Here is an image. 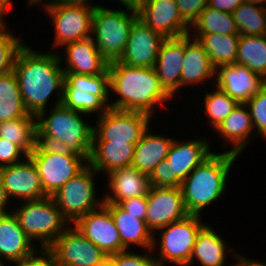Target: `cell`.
<instances>
[{
  "label": "cell",
  "mask_w": 266,
  "mask_h": 266,
  "mask_svg": "<svg viewBox=\"0 0 266 266\" xmlns=\"http://www.w3.org/2000/svg\"><path fill=\"white\" fill-rule=\"evenodd\" d=\"M13 71L29 114L37 116L49 110L47 103L55 92L54 105L62 103L65 73L56 50L43 53L24 45L17 54Z\"/></svg>",
  "instance_id": "1"
},
{
  "label": "cell",
  "mask_w": 266,
  "mask_h": 266,
  "mask_svg": "<svg viewBox=\"0 0 266 266\" xmlns=\"http://www.w3.org/2000/svg\"><path fill=\"white\" fill-rule=\"evenodd\" d=\"M108 71L110 93L118 98L110 100L111 109L144 112L154 117L157 105L172 99L161 86L154 67H132L112 61Z\"/></svg>",
  "instance_id": "2"
},
{
  "label": "cell",
  "mask_w": 266,
  "mask_h": 266,
  "mask_svg": "<svg viewBox=\"0 0 266 266\" xmlns=\"http://www.w3.org/2000/svg\"><path fill=\"white\" fill-rule=\"evenodd\" d=\"M238 157L227 151L213 152L182 181L180 189L189 215L202 217L205 207L221 199L230 169Z\"/></svg>",
  "instance_id": "3"
},
{
  "label": "cell",
  "mask_w": 266,
  "mask_h": 266,
  "mask_svg": "<svg viewBox=\"0 0 266 266\" xmlns=\"http://www.w3.org/2000/svg\"><path fill=\"white\" fill-rule=\"evenodd\" d=\"M36 116V136L55 137L66 143L70 151L89 162L94 126L87 124L86 115L65 107L62 103L52 105ZM83 118V119H82Z\"/></svg>",
  "instance_id": "4"
},
{
  "label": "cell",
  "mask_w": 266,
  "mask_h": 266,
  "mask_svg": "<svg viewBox=\"0 0 266 266\" xmlns=\"http://www.w3.org/2000/svg\"><path fill=\"white\" fill-rule=\"evenodd\" d=\"M12 209L20 227L40 249H47L71 224L52 196L23 201ZM39 243V244H38Z\"/></svg>",
  "instance_id": "5"
},
{
  "label": "cell",
  "mask_w": 266,
  "mask_h": 266,
  "mask_svg": "<svg viewBox=\"0 0 266 266\" xmlns=\"http://www.w3.org/2000/svg\"><path fill=\"white\" fill-rule=\"evenodd\" d=\"M110 94L109 73H65L62 104L69 109L100 116L110 108Z\"/></svg>",
  "instance_id": "6"
},
{
  "label": "cell",
  "mask_w": 266,
  "mask_h": 266,
  "mask_svg": "<svg viewBox=\"0 0 266 266\" xmlns=\"http://www.w3.org/2000/svg\"><path fill=\"white\" fill-rule=\"evenodd\" d=\"M137 19V10L131 8L94 10L91 36L98 51L109 62L117 61L123 54L131 27Z\"/></svg>",
  "instance_id": "7"
},
{
  "label": "cell",
  "mask_w": 266,
  "mask_h": 266,
  "mask_svg": "<svg viewBox=\"0 0 266 266\" xmlns=\"http://www.w3.org/2000/svg\"><path fill=\"white\" fill-rule=\"evenodd\" d=\"M201 218L197 215H188L157 230L161 232L158 236L160 239L156 242L158 238L154 235L152 250L157 249L156 245L159 243V254L158 257L155 254V258L162 266H165L166 261L177 266H188L197 234L206 224Z\"/></svg>",
  "instance_id": "8"
},
{
  "label": "cell",
  "mask_w": 266,
  "mask_h": 266,
  "mask_svg": "<svg viewBox=\"0 0 266 266\" xmlns=\"http://www.w3.org/2000/svg\"><path fill=\"white\" fill-rule=\"evenodd\" d=\"M98 174L87 164L73 178L69 179L52 198L63 216L73 224L78 218L100 208L104 204L97 198L94 177Z\"/></svg>",
  "instance_id": "9"
},
{
  "label": "cell",
  "mask_w": 266,
  "mask_h": 266,
  "mask_svg": "<svg viewBox=\"0 0 266 266\" xmlns=\"http://www.w3.org/2000/svg\"><path fill=\"white\" fill-rule=\"evenodd\" d=\"M43 8L54 26V45L59 48L92 35L94 9L67 1L47 4Z\"/></svg>",
  "instance_id": "10"
},
{
  "label": "cell",
  "mask_w": 266,
  "mask_h": 266,
  "mask_svg": "<svg viewBox=\"0 0 266 266\" xmlns=\"http://www.w3.org/2000/svg\"><path fill=\"white\" fill-rule=\"evenodd\" d=\"M150 114L109 108L97 116L92 142L138 143L150 127Z\"/></svg>",
  "instance_id": "11"
},
{
  "label": "cell",
  "mask_w": 266,
  "mask_h": 266,
  "mask_svg": "<svg viewBox=\"0 0 266 266\" xmlns=\"http://www.w3.org/2000/svg\"><path fill=\"white\" fill-rule=\"evenodd\" d=\"M28 157L37 168L42 189L47 196H53L88 164L77 155L45 153L37 145Z\"/></svg>",
  "instance_id": "12"
},
{
  "label": "cell",
  "mask_w": 266,
  "mask_h": 266,
  "mask_svg": "<svg viewBox=\"0 0 266 266\" xmlns=\"http://www.w3.org/2000/svg\"><path fill=\"white\" fill-rule=\"evenodd\" d=\"M56 266H93L107 255L70 225L48 248Z\"/></svg>",
  "instance_id": "13"
},
{
  "label": "cell",
  "mask_w": 266,
  "mask_h": 266,
  "mask_svg": "<svg viewBox=\"0 0 266 266\" xmlns=\"http://www.w3.org/2000/svg\"><path fill=\"white\" fill-rule=\"evenodd\" d=\"M146 203L145 222L153 234L160 228L180 221L189 215L179 187L151 186L146 196Z\"/></svg>",
  "instance_id": "14"
},
{
  "label": "cell",
  "mask_w": 266,
  "mask_h": 266,
  "mask_svg": "<svg viewBox=\"0 0 266 266\" xmlns=\"http://www.w3.org/2000/svg\"><path fill=\"white\" fill-rule=\"evenodd\" d=\"M138 19L166 39L188 35L190 26L181 17L176 0H141Z\"/></svg>",
  "instance_id": "15"
},
{
  "label": "cell",
  "mask_w": 266,
  "mask_h": 266,
  "mask_svg": "<svg viewBox=\"0 0 266 266\" xmlns=\"http://www.w3.org/2000/svg\"><path fill=\"white\" fill-rule=\"evenodd\" d=\"M72 225L107 256L126 250L111 212L104 205L81 216Z\"/></svg>",
  "instance_id": "16"
},
{
  "label": "cell",
  "mask_w": 266,
  "mask_h": 266,
  "mask_svg": "<svg viewBox=\"0 0 266 266\" xmlns=\"http://www.w3.org/2000/svg\"><path fill=\"white\" fill-rule=\"evenodd\" d=\"M165 39L137 19L131 27L123 54L117 61L132 67H154L160 46Z\"/></svg>",
  "instance_id": "17"
},
{
  "label": "cell",
  "mask_w": 266,
  "mask_h": 266,
  "mask_svg": "<svg viewBox=\"0 0 266 266\" xmlns=\"http://www.w3.org/2000/svg\"><path fill=\"white\" fill-rule=\"evenodd\" d=\"M23 159L22 162L0 168V178L11 202L13 198L22 202L47 196L34 162L29 157Z\"/></svg>",
  "instance_id": "18"
},
{
  "label": "cell",
  "mask_w": 266,
  "mask_h": 266,
  "mask_svg": "<svg viewBox=\"0 0 266 266\" xmlns=\"http://www.w3.org/2000/svg\"><path fill=\"white\" fill-rule=\"evenodd\" d=\"M214 85L238 103L246 104L265 84L266 80L245 65L233 63L215 69Z\"/></svg>",
  "instance_id": "19"
},
{
  "label": "cell",
  "mask_w": 266,
  "mask_h": 266,
  "mask_svg": "<svg viewBox=\"0 0 266 266\" xmlns=\"http://www.w3.org/2000/svg\"><path fill=\"white\" fill-rule=\"evenodd\" d=\"M208 139L195 138L190 141L174 139L166 157L172 168V187H179L182 181L205 159L211 152Z\"/></svg>",
  "instance_id": "20"
},
{
  "label": "cell",
  "mask_w": 266,
  "mask_h": 266,
  "mask_svg": "<svg viewBox=\"0 0 266 266\" xmlns=\"http://www.w3.org/2000/svg\"><path fill=\"white\" fill-rule=\"evenodd\" d=\"M65 53H58L59 60L65 58L64 73L98 75L109 73V61L98 51L92 38L77 40L63 45ZM61 54V55H60Z\"/></svg>",
  "instance_id": "21"
},
{
  "label": "cell",
  "mask_w": 266,
  "mask_h": 266,
  "mask_svg": "<svg viewBox=\"0 0 266 266\" xmlns=\"http://www.w3.org/2000/svg\"><path fill=\"white\" fill-rule=\"evenodd\" d=\"M37 244L20 227L12 208L8 213L0 214V259L7 264L32 257L38 250Z\"/></svg>",
  "instance_id": "22"
},
{
  "label": "cell",
  "mask_w": 266,
  "mask_h": 266,
  "mask_svg": "<svg viewBox=\"0 0 266 266\" xmlns=\"http://www.w3.org/2000/svg\"><path fill=\"white\" fill-rule=\"evenodd\" d=\"M184 36L168 38L161 44L154 69L164 90L172 97L181 90Z\"/></svg>",
  "instance_id": "23"
},
{
  "label": "cell",
  "mask_w": 266,
  "mask_h": 266,
  "mask_svg": "<svg viewBox=\"0 0 266 266\" xmlns=\"http://www.w3.org/2000/svg\"><path fill=\"white\" fill-rule=\"evenodd\" d=\"M106 177L109 191L103 197L104 204H118L128 198L147 196L151 188L149 176L133 166L114 170Z\"/></svg>",
  "instance_id": "24"
},
{
  "label": "cell",
  "mask_w": 266,
  "mask_h": 266,
  "mask_svg": "<svg viewBox=\"0 0 266 266\" xmlns=\"http://www.w3.org/2000/svg\"><path fill=\"white\" fill-rule=\"evenodd\" d=\"M254 130L249 108L246 104L239 103L238 106L224 119V121L214 130L224 139L223 147L227 145L233 147L227 152L240 155L250 142L257 138L252 134Z\"/></svg>",
  "instance_id": "25"
},
{
  "label": "cell",
  "mask_w": 266,
  "mask_h": 266,
  "mask_svg": "<svg viewBox=\"0 0 266 266\" xmlns=\"http://www.w3.org/2000/svg\"><path fill=\"white\" fill-rule=\"evenodd\" d=\"M181 72V88L204 84L213 78L215 81V68L210 62L207 52L197 39L189 34L184 36V60ZM203 82V83H202Z\"/></svg>",
  "instance_id": "26"
},
{
  "label": "cell",
  "mask_w": 266,
  "mask_h": 266,
  "mask_svg": "<svg viewBox=\"0 0 266 266\" xmlns=\"http://www.w3.org/2000/svg\"><path fill=\"white\" fill-rule=\"evenodd\" d=\"M127 142H92L88 164L97 173L109 174L132 165L135 145Z\"/></svg>",
  "instance_id": "27"
},
{
  "label": "cell",
  "mask_w": 266,
  "mask_h": 266,
  "mask_svg": "<svg viewBox=\"0 0 266 266\" xmlns=\"http://www.w3.org/2000/svg\"><path fill=\"white\" fill-rule=\"evenodd\" d=\"M103 205L111 212L122 245L126 250H131V245L152 250L154 234L145 220L136 218V215L123 210L118 204Z\"/></svg>",
  "instance_id": "28"
},
{
  "label": "cell",
  "mask_w": 266,
  "mask_h": 266,
  "mask_svg": "<svg viewBox=\"0 0 266 266\" xmlns=\"http://www.w3.org/2000/svg\"><path fill=\"white\" fill-rule=\"evenodd\" d=\"M234 251L224 237L222 238L213 227L206 223L197 234L188 266H194L192 264H195L194 261L197 260L201 266H224L226 254L233 252L232 254L236 255L238 252L234 253Z\"/></svg>",
  "instance_id": "29"
},
{
  "label": "cell",
  "mask_w": 266,
  "mask_h": 266,
  "mask_svg": "<svg viewBox=\"0 0 266 266\" xmlns=\"http://www.w3.org/2000/svg\"><path fill=\"white\" fill-rule=\"evenodd\" d=\"M174 139L167 135L154 134L148 128L135 145L131 166L150 176L155 167L167 157Z\"/></svg>",
  "instance_id": "30"
},
{
  "label": "cell",
  "mask_w": 266,
  "mask_h": 266,
  "mask_svg": "<svg viewBox=\"0 0 266 266\" xmlns=\"http://www.w3.org/2000/svg\"><path fill=\"white\" fill-rule=\"evenodd\" d=\"M197 39L207 52L216 69L221 65L236 63L240 35L189 34Z\"/></svg>",
  "instance_id": "31"
},
{
  "label": "cell",
  "mask_w": 266,
  "mask_h": 266,
  "mask_svg": "<svg viewBox=\"0 0 266 266\" xmlns=\"http://www.w3.org/2000/svg\"><path fill=\"white\" fill-rule=\"evenodd\" d=\"M29 113L24 105L14 71L0 75V122L23 118Z\"/></svg>",
  "instance_id": "32"
},
{
  "label": "cell",
  "mask_w": 266,
  "mask_h": 266,
  "mask_svg": "<svg viewBox=\"0 0 266 266\" xmlns=\"http://www.w3.org/2000/svg\"><path fill=\"white\" fill-rule=\"evenodd\" d=\"M36 116L0 122V138L20 146L28 155L36 146Z\"/></svg>",
  "instance_id": "33"
},
{
  "label": "cell",
  "mask_w": 266,
  "mask_h": 266,
  "mask_svg": "<svg viewBox=\"0 0 266 266\" xmlns=\"http://www.w3.org/2000/svg\"><path fill=\"white\" fill-rule=\"evenodd\" d=\"M236 63L266 80V39L263 35H240Z\"/></svg>",
  "instance_id": "34"
},
{
  "label": "cell",
  "mask_w": 266,
  "mask_h": 266,
  "mask_svg": "<svg viewBox=\"0 0 266 266\" xmlns=\"http://www.w3.org/2000/svg\"><path fill=\"white\" fill-rule=\"evenodd\" d=\"M189 34L239 35L232 14L208 6L192 24Z\"/></svg>",
  "instance_id": "35"
},
{
  "label": "cell",
  "mask_w": 266,
  "mask_h": 266,
  "mask_svg": "<svg viewBox=\"0 0 266 266\" xmlns=\"http://www.w3.org/2000/svg\"><path fill=\"white\" fill-rule=\"evenodd\" d=\"M239 35H263L266 28V8L243 2L233 13Z\"/></svg>",
  "instance_id": "36"
},
{
  "label": "cell",
  "mask_w": 266,
  "mask_h": 266,
  "mask_svg": "<svg viewBox=\"0 0 266 266\" xmlns=\"http://www.w3.org/2000/svg\"><path fill=\"white\" fill-rule=\"evenodd\" d=\"M211 91L202 100L205 106L203 112L207 115L209 126L215 130L239 103L216 86Z\"/></svg>",
  "instance_id": "37"
},
{
  "label": "cell",
  "mask_w": 266,
  "mask_h": 266,
  "mask_svg": "<svg viewBox=\"0 0 266 266\" xmlns=\"http://www.w3.org/2000/svg\"><path fill=\"white\" fill-rule=\"evenodd\" d=\"M7 25L0 28V75L13 70L17 54L26 44L21 42L20 36H14Z\"/></svg>",
  "instance_id": "38"
},
{
  "label": "cell",
  "mask_w": 266,
  "mask_h": 266,
  "mask_svg": "<svg viewBox=\"0 0 266 266\" xmlns=\"http://www.w3.org/2000/svg\"><path fill=\"white\" fill-rule=\"evenodd\" d=\"M257 138L262 137L266 140V84L246 103Z\"/></svg>",
  "instance_id": "39"
},
{
  "label": "cell",
  "mask_w": 266,
  "mask_h": 266,
  "mask_svg": "<svg viewBox=\"0 0 266 266\" xmlns=\"http://www.w3.org/2000/svg\"><path fill=\"white\" fill-rule=\"evenodd\" d=\"M147 252V253H146ZM145 254L125 250L111 255L114 266H162L155 258L153 250H146Z\"/></svg>",
  "instance_id": "40"
},
{
  "label": "cell",
  "mask_w": 266,
  "mask_h": 266,
  "mask_svg": "<svg viewBox=\"0 0 266 266\" xmlns=\"http://www.w3.org/2000/svg\"><path fill=\"white\" fill-rule=\"evenodd\" d=\"M28 154L18 145L0 138V168L22 162Z\"/></svg>",
  "instance_id": "41"
},
{
  "label": "cell",
  "mask_w": 266,
  "mask_h": 266,
  "mask_svg": "<svg viewBox=\"0 0 266 266\" xmlns=\"http://www.w3.org/2000/svg\"><path fill=\"white\" fill-rule=\"evenodd\" d=\"M176 3L181 17L190 27L208 6V0H176Z\"/></svg>",
  "instance_id": "42"
},
{
  "label": "cell",
  "mask_w": 266,
  "mask_h": 266,
  "mask_svg": "<svg viewBox=\"0 0 266 266\" xmlns=\"http://www.w3.org/2000/svg\"><path fill=\"white\" fill-rule=\"evenodd\" d=\"M149 179L153 187H172V168L166 158L155 167Z\"/></svg>",
  "instance_id": "43"
},
{
  "label": "cell",
  "mask_w": 266,
  "mask_h": 266,
  "mask_svg": "<svg viewBox=\"0 0 266 266\" xmlns=\"http://www.w3.org/2000/svg\"><path fill=\"white\" fill-rule=\"evenodd\" d=\"M36 145L45 153L75 155L66 143L55 137L36 136Z\"/></svg>",
  "instance_id": "44"
},
{
  "label": "cell",
  "mask_w": 266,
  "mask_h": 266,
  "mask_svg": "<svg viewBox=\"0 0 266 266\" xmlns=\"http://www.w3.org/2000/svg\"><path fill=\"white\" fill-rule=\"evenodd\" d=\"M118 205L136 218L145 220L147 213L146 196L128 198L118 203Z\"/></svg>",
  "instance_id": "45"
},
{
  "label": "cell",
  "mask_w": 266,
  "mask_h": 266,
  "mask_svg": "<svg viewBox=\"0 0 266 266\" xmlns=\"http://www.w3.org/2000/svg\"><path fill=\"white\" fill-rule=\"evenodd\" d=\"M15 266H56V264L51 253L47 249H41L32 257L18 262Z\"/></svg>",
  "instance_id": "46"
},
{
  "label": "cell",
  "mask_w": 266,
  "mask_h": 266,
  "mask_svg": "<svg viewBox=\"0 0 266 266\" xmlns=\"http://www.w3.org/2000/svg\"><path fill=\"white\" fill-rule=\"evenodd\" d=\"M244 0H208V7L232 14Z\"/></svg>",
  "instance_id": "47"
},
{
  "label": "cell",
  "mask_w": 266,
  "mask_h": 266,
  "mask_svg": "<svg viewBox=\"0 0 266 266\" xmlns=\"http://www.w3.org/2000/svg\"><path fill=\"white\" fill-rule=\"evenodd\" d=\"M9 200L10 199H9V197L6 194L5 188H4L3 183L1 181V178H0V214L8 213L7 210L9 208H8L7 205L11 204V203H8Z\"/></svg>",
  "instance_id": "48"
},
{
  "label": "cell",
  "mask_w": 266,
  "mask_h": 266,
  "mask_svg": "<svg viewBox=\"0 0 266 266\" xmlns=\"http://www.w3.org/2000/svg\"><path fill=\"white\" fill-rule=\"evenodd\" d=\"M234 259L237 261L236 264H232L230 266H255V260L248 259L247 257L243 256L242 254L234 255Z\"/></svg>",
  "instance_id": "49"
},
{
  "label": "cell",
  "mask_w": 266,
  "mask_h": 266,
  "mask_svg": "<svg viewBox=\"0 0 266 266\" xmlns=\"http://www.w3.org/2000/svg\"><path fill=\"white\" fill-rule=\"evenodd\" d=\"M13 0H0V16L5 19L7 16V13L9 9L12 7V2Z\"/></svg>",
  "instance_id": "50"
},
{
  "label": "cell",
  "mask_w": 266,
  "mask_h": 266,
  "mask_svg": "<svg viewBox=\"0 0 266 266\" xmlns=\"http://www.w3.org/2000/svg\"><path fill=\"white\" fill-rule=\"evenodd\" d=\"M66 1L69 3H72V4L86 6V7L92 8L94 10L99 9V8H105V6L90 4L91 3L90 1H92V0H66ZM93 1L95 2L96 0H93Z\"/></svg>",
  "instance_id": "51"
},
{
  "label": "cell",
  "mask_w": 266,
  "mask_h": 266,
  "mask_svg": "<svg viewBox=\"0 0 266 266\" xmlns=\"http://www.w3.org/2000/svg\"><path fill=\"white\" fill-rule=\"evenodd\" d=\"M119 3H121L122 6H125L126 8H131L136 10L139 6V3L141 0H115Z\"/></svg>",
  "instance_id": "52"
},
{
  "label": "cell",
  "mask_w": 266,
  "mask_h": 266,
  "mask_svg": "<svg viewBox=\"0 0 266 266\" xmlns=\"http://www.w3.org/2000/svg\"><path fill=\"white\" fill-rule=\"evenodd\" d=\"M27 1H28L27 2L28 7H33L34 5H37L38 3L41 4L42 1H44V0H27ZM62 1H66V0H47V1H45L46 3H44V6H46L47 4H51V3H55V2H62Z\"/></svg>",
  "instance_id": "53"
},
{
  "label": "cell",
  "mask_w": 266,
  "mask_h": 266,
  "mask_svg": "<svg viewBox=\"0 0 266 266\" xmlns=\"http://www.w3.org/2000/svg\"><path fill=\"white\" fill-rule=\"evenodd\" d=\"M93 266H114L110 256H107L100 263L94 264Z\"/></svg>",
  "instance_id": "54"
},
{
  "label": "cell",
  "mask_w": 266,
  "mask_h": 266,
  "mask_svg": "<svg viewBox=\"0 0 266 266\" xmlns=\"http://www.w3.org/2000/svg\"><path fill=\"white\" fill-rule=\"evenodd\" d=\"M244 2H248L266 8V0H244Z\"/></svg>",
  "instance_id": "55"
},
{
  "label": "cell",
  "mask_w": 266,
  "mask_h": 266,
  "mask_svg": "<svg viewBox=\"0 0 266 266\" xmlns=\"http://www.w3.org/2000/svg\"><path fill=\"white\" fill-rule=\"evenodd\" d=\"M255 266H266V262L255 261Z\"/></svg>",
  "instance_id": "56"
},
{
  "label": "cell",
  "mask_w": 266,
  "mask_h": 266,
  "mask_svg": "<svg viewBox=\"0 0 266 266\" xmlns=\"http://www.w3.org/2000/svg\"><path fill=\"white\" fill-rule=\"evenodd\" d=\"M6 22L4 19L0 16V28L5 24Z\"/></svg>",
  "instance_id": "57"
},
{
  "label": "cell",
  "mask_w": 266,
  "mask_h": 266,
  "mask_svg": "<svg viewBox=\"0 0 266 266\" xmlns=\"http://www.w3.org/2000/svg\"><path fill=\"white\" fill-rule=\"evenodd\" d=\"M0 266H8V265H6V261H3V260L0 259Z\"/></svg>",
  "instance_id": "58"
},
{
  "label": "cell",
  "mask_w": 266,
  "mask_h": 266,
  "mask_svg": "<svg viewBox=\"0 0 266 266\" xmlns=\"http://www.w3.org/2000/svg\"><path fill=\"white\" fill-rule=\"evenodd\" d=\"M263 37L266 39V28H265V31H264Z\"/></svg>",
  "instance_id": "59"
}]
</instances>
